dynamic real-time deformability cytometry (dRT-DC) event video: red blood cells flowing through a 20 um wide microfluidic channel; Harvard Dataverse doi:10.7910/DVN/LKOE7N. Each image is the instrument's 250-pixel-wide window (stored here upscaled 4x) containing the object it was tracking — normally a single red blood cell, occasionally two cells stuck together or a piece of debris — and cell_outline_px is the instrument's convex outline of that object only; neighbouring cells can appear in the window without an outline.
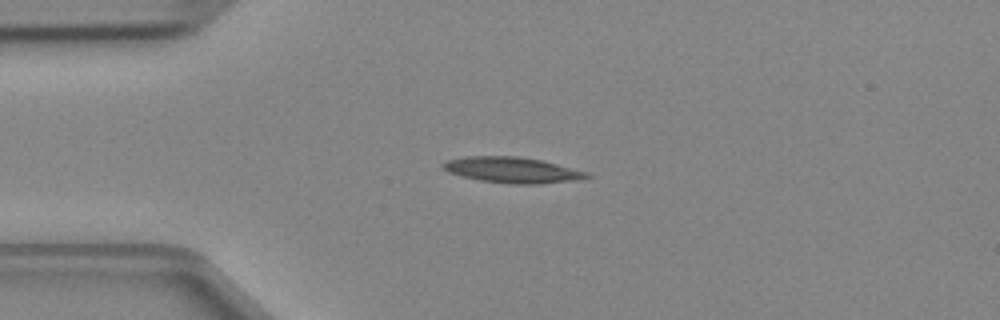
{"species": "Egyptian fruit bat (a non-hibernating species)", "species_latin": "Rousettus aegyptiacus", "temperature_condition": "cold", "stored_images_in_passage": 37, "camera_frame_rate_fps": 3000, "um_per_image_px": 0.085, "animal": {"sex": "female"}, "frame": {"image": 1, "passage_image": 1, "time_ms": 0.0, "image_size_px": [1000, 320], "cell_outline_px": [[592, 176], [580, 180], [540, 184], [512, 184], [480, 180], [448, 172], [440, 164], [444, 160], [464, 156], [520, 156], [540, 160], [588, 172]], "centroid_in_image_um": [43.54, 14.45], "position_along_channel_um": 41.5, "area_um2": 21.68}}
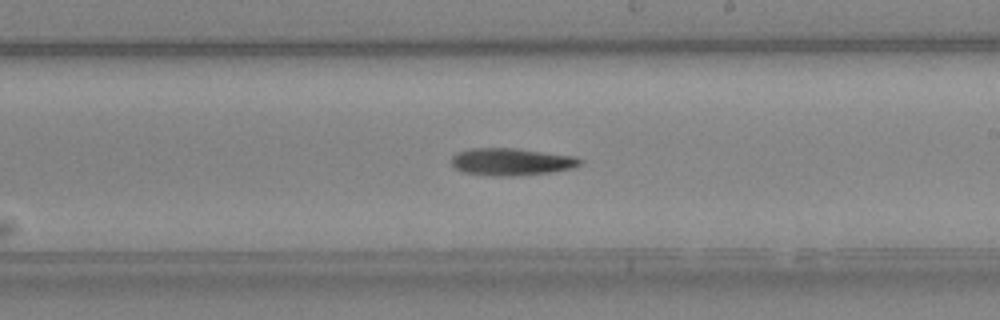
{"frame": {"image": 2, "passage_image": 17, "time_ms": 5.333, "image_size_px": [1000, 320], "cell_outline_px": [[584, 160], [580, 164], [572, 168], [552, 172], [512, 176], [492, 176], [464, 172], [456, 168], [452, 164], [452, 156], [456, 152], [468, 148], [516, 148], [576, 156]], "centroid_in_image_um": [43.47, 13.74], "position_along_channel_um": 245.5, "area_um2": 20.58}}
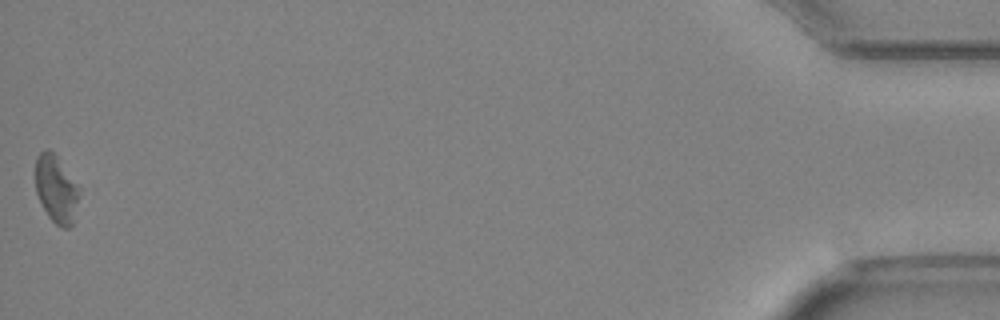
{"frame": {"image": 3, "passage_image": 37, "time_ms": 12.0, "image_size_px": [1000, 320], "cell_outline_px": [[80, 192], [72, 224], [68, 228], [64, 228], [56, 224], [48, 216], [36, 192], [36, 156], [40, 152], [48, 148], [56, 156], [80, 188]], "centroid_in_image_um": [4.78, 16.07], "position_along_channel_um": 430.4, "area_um2": 16.88}}